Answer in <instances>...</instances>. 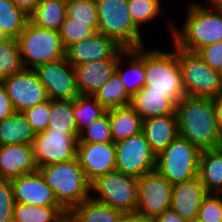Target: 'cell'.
<instances>
[{
    "label": "cell",
    "instance_id": "1",
    "mask_svg": "<svg viewBox=\"0 0 222 222\" xmlns=\"http://www.w3.org/2000/svg\"><path fill=\"white\" fill-rule=\"evenodd\" d=\"M175 113L179 136L201 150L222 147L212 98L185 96L176 104Z\"/></svg>",
    "mask_w": 222,
    "mask_h": 222
},
{
    "label": "cell",
    "instance_id": "2",
    "mask_svg": "<svg viewBox=\"0 0 222 222\" xmlns=\"http://www.w3.org/2000/svg\"><path fill=\"white\" fill-rule=\"evenodd\" d=\"M191 3L180 30L175 24H168L172 42L184 51L196 53L204 46L222 41V11L209 9L196 1Z\"/></svg>",
    "mask_w": 222,
    "mask_h": 222
},
{
    "label": "cell",
    "instance_id": "3",
    "mask_svg": "<svg viewBox=\"0 0 222 222\" xmlns=\"http://www.w3.org/2000/svg\"><path fill=\"white\" fill-rule=\"evenodd\" d=\"M173 51L146 49L144 45L145 92L164 93L175 104L186 94L181 81L178 47L172 42Z\"/></svg>",
    "mask_w": 222,
    "mask_h": 222
},
{
    "label": "cell",
    "instance_id": "4",
    "mask_svg": "<svg viewBox=\"0 0 222 222\" xmlns=\"http://www.w3.org/2000/svg\"><path fill=\"white\" fill-rule=\"evenodd\" d=\"M38 171L66 211L90 198V182L77 158L38 167Z\"/></svg>",
    "mask_w": 222,
    "mask_h": 222
},
{
    "label": "cell",
    "instance_id": "5",
    "mask_svg": "<svg viewBox=\"0 0 222 222\" xmlns=\"http://www.w3.org/2000/svg\"><path fill=\"white\" fill-rule=\"evenodd\" d=\"M16 39L25 69L34 70L66 56L59 31L37 27L30 21Z\"/></svg>",
    "mask_w": 222,
    "mask_h": 222
},
{
    "label": "cell",
    "instance_id": "6",
    "mask_svg": "<svg viewBox=\"0 0 222 222\" xmlns=\"http://www.w3.org/2000/svg\"><path fill=\"white\" fill-rule=\"evenodd\" d=\"M98 32L113 38L123 48L144 46L142 33L131 19L128 0H96Z\"/></svg>",
    "mask_w": 222,
    "mask_h": 222
},
{
    "label": "cell",
    "instance_id": "7",
    "mask_svg": "<svg viewBox=\"0 0 222 222\" xmlns=\"http://www.w3.org/2000/svg\"><path fill=\"white\" fill-rule=\"evenodd\" d=\"M201 149L178 136L156 156L155 170L172 185L198 176Z\"/></svg>",
    "mask_w": 222,
    "mask_h": 222
},
{
    "label": "cell",
    "instance_id": "8",
    "mask_svg": "<svg viewBox=\"0 0 222 222\" xmlns=\"http://www.w3.org/2000/svg\"><path fill=\"white\" fill-rule=\"evenodd\" d=\"M90 198L121 212H136L137 178L117 170L97 177L90 183Z\"/></svg>",
    "mask_w": 222,
    "mask_h": 222
},
{
    "label": "cell",
    "instance_id": "9",
    "mask_svg": "<svg viewBox=\"0 0 222 222\" xmlns=\"http://www.w3.org/2000/svg\"><path fill=\"white\" fill-rule=\"evenodd\" d=\"M181 81L186 96L213 98L222 92L220 73L196 53L178 48Z\"/></svg>",
    "mask_w": 222,
    "mask_h": 222
},
{
    "label": "cell",
    "instance_id": "10",
    "mask_svg": "<svg viewBox=\"0 0 222 222\" xmlns=\"http://www.w3.org/2000/svg\"><path fill=\"white\" fill-rule=\"evenodd\" d=\"M77 132H65L47 128L44 132L35 134L32 142L35 161L38 167L76 158Z\"/></svg>",
    "mask_w": 222,
    "mask_h": 222
},
{
    "label": "cell",
    "instance_id": "11",
    "mask_svg": "<svg viewBox=\"0 0 222 222\" xmlns=\"http://www.w3.org/2000/svg\"><path fill=\"white\" fill-rule=\"evenodd\" d=\"M115 170L139 178L156 167V155L143 132L115 143Z\"/></svg>",
    "mask_w": 222,
    "mask_h": 222
},
{
    "label": "cell",
    "instance_id": "12",
    "mask_svg": "<svg viewBox=\"0 0 222 222\" xmlns=\"http://www.w3.org/2000/svg\"><path fill=\"white\" fill-rule=\"evenodd\" d=\"M172 186L156 170L137 178L136 212L149 221L170 209Z\"/></svg>",
    "mask_w": 222,
    "mask_h": 222
},
{
    "label": "cell",
    "instance_id": "13",
    "mask_svg": "<svg viewBox=\"0 0 222 222\" xmlns=\"http://www.w3.org/2000/svg\"><path fill=\"white\" fill-rule=\"evenodd\" d=\"M50 100H75L80 92L74 67L66 58L34 69Z\"/></svg>",
    "mask_w": 222,
    "mask_h": 222
},
{
    "label": "cell",
    "instance_id": "14",
    "mask_svg": "<svg viewBox=\"0 0 222 222\" xmlns=\"http://www.w3.org/2000/svg\"><path fill=\"white\" fill-rule=\"evenodd\" d=\"M2 81L15 112H24L49 99L35 70L24 68Z\"/></svg>",
    "mask_w": 222,
    "mask_h": 222
},
{
    "label": "cell",
    "instance_id": "15",
    "mask_svg": "<svg viewBox=\"0 0 222 222\" xmlns=\"http://www.w3.org/2000/svg\"><path fill=\"white\" fill-rule=\"evenodd\" d=\"M76 158L86 179L91 183L97 177L112 172L116 168L115 143L78 142Z\"/></svg>",
    "mask_w": 222,
    "mask_h": 222
},
{
    "label": "cell",
    "instance_id": "16",
    "mask_svg": "<svg viewBox=\"0 0 222 222\" xmlns=\"http://www.w3.org/2000/svg\"><path fill=\"white\" fill-rule=\"evenodd\" d=\"M15 203L33 206L62 207L53 190L46 184L39 171L11 180Z\"/></svg>",
    "mask_w": 222,
    "mask_h": 222
},
{
    "label": "cell",
    "instance_id": "17",
    "mask_svg": "<svg viewBox=\"0 0 222 222\" xmlns=\"http://www.w3.org/2000/svg\"><path fill=\"white\" fill-rule=\"evenodd\" d=\"M123 47L98 31L66 49L65 58L72 66L114 57Z\"/></svg>",
    "mask_w": 222,
    "mask_h": 222
},
{
    "label": "cell",
    "instance_id": "18",
    "mask_svg": "<svg viewBox=\"0 0 222 222\" xmlns=\"http://www.w3.org/2000/svg\"><path fill=\"white\" fill-rule=\"evenodd\" d=\"M38 171L32 144L0 146V179L12 180Z\"/></svg>",
    "mask_w": 222,
    "mask_h": 222
},
{
    "label": "cell",
    "instance_id": "19",
    "mask_svg": "<svg viewBox=\"0 0 222 222\" xmlns=\"http://www.w3.org/2000/svg\"><path fill=\"white\" fill-rule=\"evenodd\" d=\"M208 195L199 177L173 184L170 209L189 222H195L203 199Z\"/></svg>",
    "mask_w": 222,
    "mask_h": 222
},
{
    "label": "cell",
    "instance_id": "20",
    "mask_svg": "<svg viewBox=\"0 0 222 222\" xmlns=\"http://www.w3.org/2000/svg\"><path fill=\"white\" fill-rule=\"evenodd\" d=\"M122 48L114 57L73 66L81 95H94L115 73Z\"/></svg>",
    "mask_w": 222,
    "mask_h": 222
},
{
    "label": "cell",
    "instance_id": "21",
    "mask_svg": "<svg viewBox=\"0 0 222 222\" xmlns=\"http://www.w3.org/2000/svg\"><path fill=\"white\" fill-rule=\"evenodd\" d=\"M126 59L127 70L123 63ZM129 59V60H128ZM115 72L123 82L126 92L132 97L145 86L146 74L144 65V46L138 48H126L118 59Z\"/></svg>",
    "mask_w": 222,
    "mask_h": 222
},
{
    "label": "cell",
    "instance_id": "22",
    "mask_svg": "<svg viewBox=\"0 0 222 222\" xmlns=\"http://www.w3.org/2000/svg\"><path fill=\"white\" fill-rule=\"evenodd\" d=\"M142 132L157 156L179 136L176 114L143 119Z\"/></svg>",
    "mask_w": 222,
    "mask_h": 222
},
{
    "label": "cell",
    "instance_id": "23",
    "mask_svg": "<svg viewBox=\"0 0 222 222\" xmlns=\"http://www.w3.org/2000/svg\"><path fill=\"white\" fill-rule=\"evenodd\" d=\"M129 105L142 119L176 114V104L171 99L164 93L145 92V87L131 97Z\"/></svg>",
    "mask_w": 222,
    "mask_h": 222
},
{
    "label": "cell",
    "instance_id": "24",
    "mask_svg": "<svg viewBox=\"0 0 222 222\" xmlns=\"http://www.w3.org/2000/svg\"><path fill=\"white\" fill-rule=\"evenodd\" d=\"M106 111L114 143L142 132L143 119L130 105L111 108Z\"/></svg>",
    "mask_w": 222,
    "mask_h": 222
},
{
    "label": "cell",
    "instance_id": "25",
    "mask_svg": "<svg viewBox=\"0 0 222 222\" xmlns=\"http://www.w3.org/2000/svg\"><path fill=\"white\" fill-rule=\"evenodd\" d=\"M198 177L208 193L222 194V147L201 151Z\"/></svg>",
    "mask_w": 222,
    "mask_h": 222
},
{
    "label": "cell",
    "instance_id": "26",
    "mask_svg": "<svg viewBox=\"0 0 222 222\" xmlns=\"http://www.w3.org/2000/svg\"><path fill=\"white\" fill-rule=\"evenodd\" d=\"M35 133L23 112H14L0 122V146L32 144Z\"/></svg>",
    "mask_w": 222,
    "mask_h": 222
},
{
    "label": "cell",
    "instance_id": "27",
    "mask_svg": "<svg viewBox=\"0 0 222 222\" xmlns=\"http://www.w3.org/2000/svg\"><path fill=\"white\" fill-rule=\"evenodd\" d=\"M66 16V3L59 0H39L29 15V21L37 27L59 31Z\"/></svg>",
    "mask_w": 222,
    "mask_h": 222
},
{
    "label": "cell",
    "instance_id": "28",
    "mask_svg": "<svg viewBox=\"0 0 222 222\" xmlns=\"http://www.w3.org/2000/svg\"><path fill=\"white\" fill-rule=\"evenodd\" d=\"M93 96L106 110L128 106L131 100V96L126 92L125 86L116 72Z\"/></svg>",
    "mask_w": 222,
    "mask_h": 222
},
{
    "label": "cell",
    "instance_id": "29",
    "mask_svg": "<svg viewBox=\"0 0 222 222\" xmlns=\"http://www.w3.org/2000/svg\"><path fill=\"white\" fill-rule=\"evenodd\" d=\"M81 222H115L120 210L101 204L91 198L70 210Z\"/></svg>",
    "mask_w": 222,
    "mask_h": 222
},
{
    "label": "cell",
    "instance_id": "30",
    "mask_svg": "<svg viewBox=\"0 0 222 222\" xmlns=\"http://www.w3.org/2000/svg\"><path fill=\"white\" fill-rule=\"evenodd\" d=\"M28 21L29 15L12 0H0V29L9 38H17Z\"/></svg>",
    "mask_w": 222,
    "mask_h": 222
},
{
    "label": "cell",
    "instance_id": "31",
    "mask_svg": "<svg viewBox=\"0 0 222 222\" xmlns=\"http://www.w3.org/2000/svg\"><path fill=\"white\" fill-rule=\"evenodd\" d=\"M65 211L63 207L15 203L13 222H58Z\"/></svg>",
    "mask_w": 222,
    "mask_h": 222
},
{
    "label": "cell",
    "instance_id": "32",
    "mask_svg": "<svg viewBox=\"0 0 222 222\" xmlns=\"http://www.w3.org/2000/svg\"><path fill=\"white\" fill-rule=\"evenodd\" d=\"M106 109L93 95H79L73 100V113L76 119L78 135L95 119L101 117Z\"/></svg>",
    "mask_w": 222,
    "mask_h": 222
},
{
    "label": "cell",
    "instance_id": "33",
    "mask_svg": "<svg viewBox=\"0 0 222 222\" xmlns=\"http://www.w3.org/2000/svg\"><path fill=\"white\" fill-rule=\"evenodd\" d=\"M48 128L65 132H77L73 113V100H50Z\"/></svg>",
    "mask_w": 222,
    "mask_h": 222
},
{
    "label": "cell",
    "instance_id": "34",
    "mask_svg": "<svg viewBox=\"0 0 222 222\" xmlns=\"http://www.w3.org/2000/svg\"><path fill=\"white\" fill-rule=\"evenodd\" d=\"M24 69L19 44L16 38H9L0 44V80Z\"/></svg>",
    "mask_w": 222,
    "mask_h": 222
},
{
    "label": "cell",
    "instance_id": "35",
    "mask_svg": "<svg viewBox=\"0 0 222 222\" xmlns=\"http://www.w3.org/2000/svg\"><path fill=\"white\" fill-rule=\"evenodd\" d=\"M68 22H80L98 31L96 0H70L66 4Z\"/></svg>",
    "mask_w": 222,
    "mask_h": 222
},
{
    "label": "cell",
    "instance_id": "36",
    "mask_svg": "<svg viewBox=\"0 0 222 222\" xmlns=\"http://www.w3.org/2000/svg\"><path fill=\"white\" fill-rule=\"evenodd\" d=\"M128 9L134 24L141 26L163 13L161 0H128Z\"/></svg>",
    "mask_w": 222,
    "mask_h": 222
},
{
    "label": "cell",
    "instance_id": "37",
    "mask_svg": "<svg viewBox=\"0 0 222 222\" xmlns=\"http://www.w3.org/2000/svg\"><path fill=\"white\" fill-rule=\"evenodd\" d=\"M113 141L107 111L89 124L78 137V142L104 143Z\"/></svg>",
    "mask_w": 222,
    "mask_h": 222
},
{
    "label": "cell",
    "instance_id": "38",
    "mask_svg": "<svg viewBox=\"0 0 222 222\" xmlns=\"http://www.w3.org/2000/svg\"><path fill=\"white\" fill-rule=\"evenodd\" d=\"M97 31L89 25L80 22H68L66 18L62 23L59 34L65 49L94 35Z\"/></svg>",
    "mask_w": 222,
    "mask_h": 222
},
{
    "label": "cell",
    "instance_id": "39",
    "mask_svg": "<svg viewBox=\"0 0 222 222\" xmlns=\"http://www.w3.org/2000/svg\"><path fill=\"white\" fill-rule=\"evenodd\" d=\"M195 222H222V194L208 193Z\"/></svg>",
    "mask_w": 222,
    "mask_h": 222
},
{
    "label": "cell",
    "instance_id": "40",
    "mask_svg": "<svg viewBox=\"0 0 222 222\" xmlns=\"http://www.w3.org/2000/svg\"><path fill=\"white\" fill-rule=\"evenodd\" d=\"M35 134L44 132L48 128L50 114V99L41 102L23 112Z\"/></svg>",
    "mask_w": 222,
    "mask_h": 222
},
{
    "label": "cell",
    "instance_id": "41",
    "mask_svg": "<svg viewBox=\"0 0 222 222\" xmlns=\"http://www.w3.org/2000/svg\"><path fill=\"white\" fill-rule=\"evenodd\" d=\"M14 206L11 180L0 179V222H13Z\"/></svg>",
    "mask_w": 222,
    "mask_h": 222
},
{
    "label": "cell",
    "instance_id": "42",
    "mask_svg": "<svg viewBox=\"0 0 222 222\" xmlns=\"http://www.w3.org/2000/svg\"><path fill=\"white\" fill-rule=\"evenodd\" d=\"M196 54L212 69H222V41L204 46Z\"/></svg>",
    "mask_w": 222,
    "mask_h": 222
},
{
    "label": "cell",
    "instance_id": "43",
    "mask_svg": "<svg viewBox=\"0 0 222 222\" xmlns=\"http://www.w3.org/2000/svg\"><path fill=\"white\" fill-rule=\"evenodd\" d=\"M15 112L2 80H0V122Z\"/></svg>",
    "mask_w": 222,
    "mask_h": 222
},
{
    "label": "cell",
    "instance_id": "44",
    "mask_svg": "<svg viewBox=\"0 0 222 222\" xmlns=\"http://www.w3.org/2000/svg\"><path fill=\"white\" fill-rule=\"evenodd\" d=\"M148 222H189V221L183 219L180 215H178L176 212L172 211L171 209H167L161 215L150 219Z\"/></svg>",
    "mask_w": 222,
    "mask_h": 222
},
{
    "label": "cell",
    "instance_id": "45",
    "mask_svg": "<svg viewBox=\"0 0 222 222\" xmlns=\"http://www.w3.org/2000/svg\"><path fill=\"white\" fill-rule=\"evenodd\" d=\"M212 101H213L217 126L222 135V92L217 96L213 97Z\"/></svg>",
    "mask_w": 222,
    "mask_h": 222
},
{
    "label": "cell",
    "instance_id": "46",
    "mask_svg": "<svg viewBox=\"0 0 222 222\" xmlns=\"http://www.w3.org/2000/svg\"><path fill=\"white\" fill-rule=\"evenodd\" d=\"M115 222H148L138 212H122Z\"/></svg>",
    "mask_w": 222,
    "mask_h": 222
},
{
    "label": "cell",
    "instance_id": "47",
    "mask_svg": "<svg viewBox=\"0 0 222 222\" xmlns=\"http://www.w3.org/2000/svg\"><path fill=\"white\" fill-rule=\"evenodd\" d=\"M13 3L25 13L30 15L35 7L37 6L39 0H12Z\"/></svg>",
    "mask_w": 222,
    "mask_h": 222
},
{
    "label": "cell",
    "instance_id": "48",
    "mask_svg": "<svg viewBox=\"0 0 222 222\" xmlns=\"http://www.w3.org/2000/svg\"><path fill=\"white\" fill-rule=\"evenodd\" d=\"M58 222H81L71 211H65Z\"/></svg>",
    "mask_w": 222,
    "mask_h": 222
},
{
    "label": "cell",
    "instance_id": "49",
    "mask_svg": "<svg viewBox=\"0 0 222 222\" xmlns=\"http://www.w3.org/2000/svg\"><path fill=\"white\" fill-rule=\"evenodd\" d=\"M207 3L208 5L205 4L207 8L222 11V0H207Z\"/></svg>",
    "mask_w": 222,
    "mask_h": 222
},
{
    "label": "cell",
    "instance_id": "50",
    "mask_svg": "<svg viewBox=\"0 0 222 222\" xmlns=\"http://www.w3.org/2000/svg\"><path fill=\"white\" fill-rule=\"evenodd\" d=\"M9 37L0 29V44L7 41Z\"/></svg>",
    "mask_w": 222,
    "mask_h": 222
},
{
    "label": "cell",
    "instance_id": "51",
    "mask_svg": "<svg viewBox=\"0 0 222 222\" xmlns=\"http://www.w3.org/2000/svg\"><path fill=\"white\" fill-rule=\"evenodd\" d=\"M220 73V81H221V84H222V69L219 71Z\"/></svg>",
    "mask_w": 222,
    "mask_h": 222
},
{
    "label": "cell",
    "instance_id": "52",
    "mask_svg": "<svg viewBox=\"0 0 222 222\" xmlns=\"http://www.w3.org/2000/svg\"><path fill=\"white\" fill-rule=\"evenodd\" d=\"M59 1H62L67 4L70 0H59Z\"/></svg>",
    "mask_w": 222,
    "mask_h": 222
}]
</instances>
